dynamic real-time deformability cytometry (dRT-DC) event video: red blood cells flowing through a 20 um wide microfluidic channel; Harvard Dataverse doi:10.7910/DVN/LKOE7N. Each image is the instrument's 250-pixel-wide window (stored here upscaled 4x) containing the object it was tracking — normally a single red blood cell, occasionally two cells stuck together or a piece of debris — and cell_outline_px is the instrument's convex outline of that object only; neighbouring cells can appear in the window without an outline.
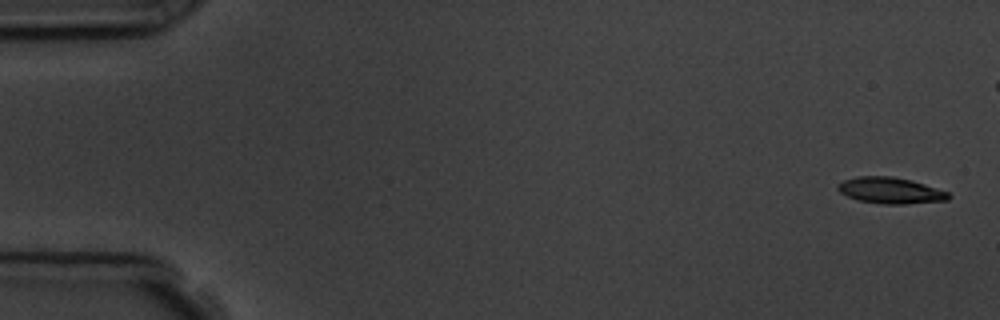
{"species": "common noctule bat (a hibernating species)", "species_latin": "Nyctalus noctula", "temperature_condition": "room temperature", "stored_images_in_passage": 6, "camera_frame_rate_fps": 3000, "um_per_image_px": 0.085, "animal": {"sex": "male", "body_mass_g": 19.5, "forearm_length_mm": 54.6}, "frame": {"image": 1, "passage_image": 1, "time_ms": 0.0, "image_size_px": [1000, 320], "cell_outline_px": [[952, 196], [948, 200], [904, 204], [880, 204], [856, 200], [840, 192], [836, 188], [836, 184], [844, 180], [856, 176], [892, 176], [912, 180], [948, 192]], "centroid_in_image_um": [75.66, 16.19], "position_along_channel_um": 9.3, "area_um2": 17.05}}